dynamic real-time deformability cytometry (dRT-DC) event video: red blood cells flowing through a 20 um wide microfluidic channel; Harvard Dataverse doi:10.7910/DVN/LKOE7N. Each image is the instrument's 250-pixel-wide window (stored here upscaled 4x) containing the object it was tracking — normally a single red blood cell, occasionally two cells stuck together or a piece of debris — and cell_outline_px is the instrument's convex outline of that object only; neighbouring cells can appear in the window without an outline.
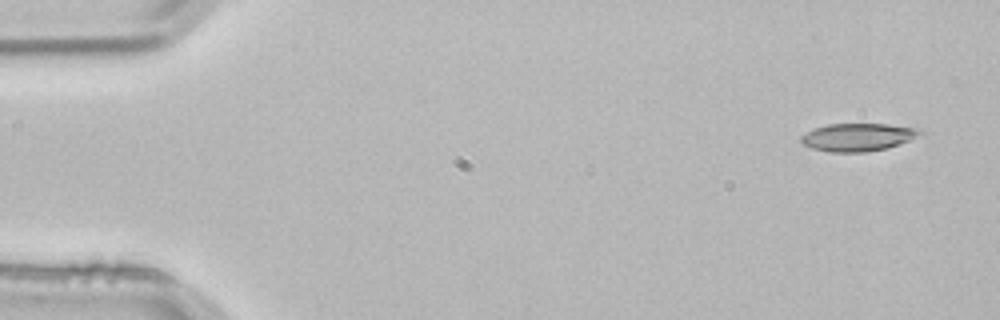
{"species": "common noctule bat (a hibernating species)", "species_latin": "Nyctalus noctula", "temperature_condition": "room temperature", "stored_images_in_passage": 4, "camera_frame_rate_fps": 3000, "um_per_image_px": 0.085, "animal": {"sex": "male", "body_mass_g": 21.5, "forearm_length_mm": 52.0}, "frame": {"image": 1, "passage_image": 1, "time_ms": 0.0, "image_size_px": [1000, 320], "cell_outline_px": [[924, 132], [908, 140], [884, 148], [864, 152], [828, 152], [812, 148], [804, 144], [800, 140], [800, 136], [816, 128], [828, 124], [888, 124], [920, 128]], "centroid_in_image_um": [72.9, 11.65], "position_along_channel_um": 12.1, "area_um2": 18.96}}
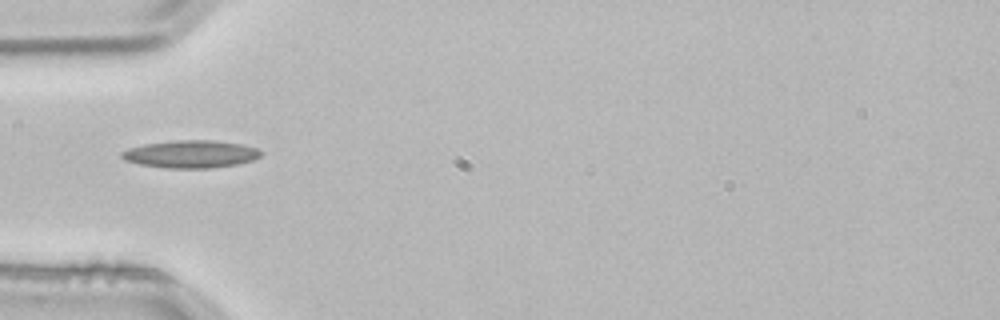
{"frame": {"image": 2, "passage_image": 4, "time_ms": 1.0, "image_size_px": [1000, 320], "cell_outline_px": [[260, 156], [252, 160], [236, 164], [212, 168], [164, 168], [140, 164], [124, 160], [120, 156], [120, 152], [128, 148], [144, 144], [176, 140], [212, 140], [240, 144], [256, 148], [260, 152]], "centroid_in_image_um": [16.15, 13.1], "position_along_channel_um": 68.8, "area_um2": 22.25}}